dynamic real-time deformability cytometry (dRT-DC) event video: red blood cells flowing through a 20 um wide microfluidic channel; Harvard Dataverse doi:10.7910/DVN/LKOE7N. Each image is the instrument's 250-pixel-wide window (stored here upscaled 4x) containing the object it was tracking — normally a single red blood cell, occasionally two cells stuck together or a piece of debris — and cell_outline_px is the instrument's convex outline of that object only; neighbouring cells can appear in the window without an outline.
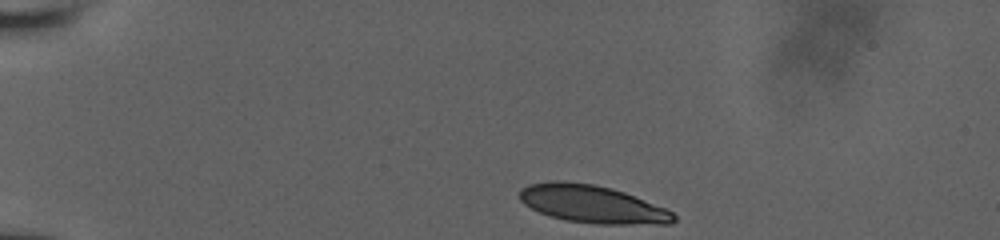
{"species": "human", "species_latin": "Homo sapiens", "temperature_condition": "room temperature", "stored_images_in_passage": 11, "camera_frame_rate_fps": 3000, "um_per_image_px": 0.085, "donor": {"sex": "male"}, "frame": {"image": 1, "passage_image": 1, "time_ms": 0.0, "image_size_px": [1000, 240], "cell_outline_px": [[676, 220], [672, 224], [596, 224], [564, 220], [540, 212], [524, 204], [520, 200], [520, 188], [528, 184], [552, 180], [564, 180], [596, 184], [612, 188], [624, 192], [664, 208], [672, 212], [676, 216]], "centroid_in_image_um": [50.32, 17.34], "position_along_channel_um": 34.7, "area_um2": 33.99}}
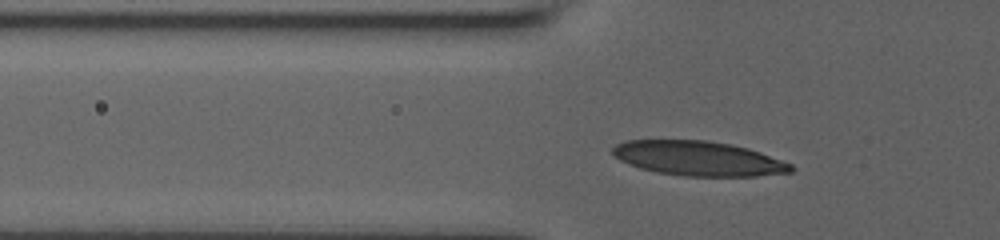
{"frame": {"image": 2, "passage_image": 7, "time_ms": 2.667, "image_size_px": [1000, 240], "cell_outline_px": [[796, 168], [792, 172], [756, 176], [684, 176], [656, 172], [640, 168], [628, 164], [620, 160], [612, 152], [612, 148], [616, 144], [624, 140], [708, 140], [732, 144], [748, 148], [760, 152], [792, 164]], "centroid_in_image_um": [59.38, 13.46], "position_along_channel_um": 66.4, "area_um2": 36.13}}
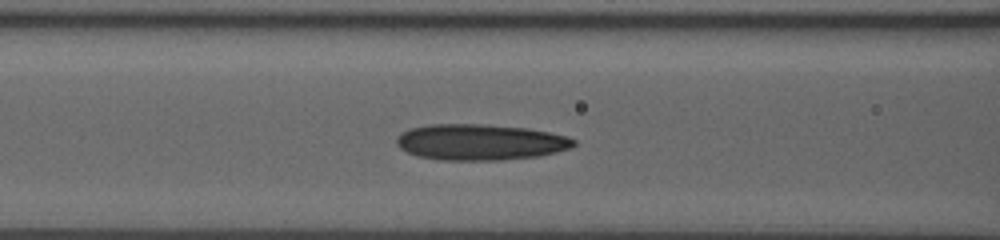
{"frame": {"image": 3, "passage_image": 10, "time_ms": 4.333, "image_size_px": [1000, 240], "cell_outline_px": [[576, 144], [572, 148], [540, 156], [500, 160], [440, 160], [416, 156], [400, 148], [396, 144], [396, 140], [408, 128], [428, 124], [480, 124], [524, 128], [548, 132], [568, 136], [576, 140]], "centroid_in_image_um": [40.83, 12.09], "position_along_channel_um": 125.8, "area_um2": 37.22}}